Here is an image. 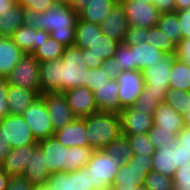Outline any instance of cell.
I'll use <instances>...</instances> for the list:
<instances>
[{"instance_id":"b9f144b4","label":"cell","mask_w":190,"mask_h":190,"mask_svg":"<svg viewBox=\"0 0 190 190\" xmlns=\"http://www.w3.org/2000/svg\"><path fill=\"white\" fill-rule=\"evenodd\" d=\"M144 185L148 190H174L173 177L154 171L148 173Z\"/></svg>"},{"instance_id":"44dd1931","label":"cell","mask_w":190,"mask_h":190,"mask_svg":"<svg viewBox=\"0 0 190 190\" xmlns=\"http://www.w3.org/2000/svg\"><path fill=\"white\" fill-rule=\"evenodd\" d=\"M37 147L38 144H33L11 149L0 167L10 177H21L29 164L30 154Z\"/></svg>"},{"instance_id":"4dcf8cb0","label":"cell","mask_w":190,"mask_h":190,"mask_svg":"<svg viewBox=\"0 0 190 190\" xmlns=\"http://www.w3.org/2000/svg\"><path fill=\"white\" fill-rule=\"evenodd\" d=\"M103 34L100 25L88 23L77 19L75 32V46L80 49H88L97 38Z\"/></svg>"},{"instance_id":"5b68a950","label":"cell","mask_w":190,"mask_h":190,"mask_svg":"<svg viewBox=\"0 0 190 190\" xmlns=\"http://www.w3.org/2000/svg\"><path fill=\"white\" fill-rule=\"evenodd\" d=\"M119 166L103 149L94 150L86 166L93 190H111Z\"/></svg>"},{"instance_id":"d6a6232c","label":"cell","mask_w":190,"mask_h":190,"mask_svg":"<svg viewBox=\"0 0 190 190\" xmlns=\"http://www.w3.org/2000/svg\"><path fill=\"white\" fill-rule=\"evenodd\" d=\"M169 89L190 91V65L176 57L170 72Z\"/></svg>"},{"instance_id":"1f68e13d","label":"cell","mask_w":190,"mask_h":190,"mask_svg":"<svg viewBox=\"0 0 190 190\" xmlns=\"http://www.w3.org/2000/svg\"><path fill=\"white\" fill-rule=\"evenodd\" d=\"M133 48V64H137V70H142L147 65L160 61L165 54L158 48L145 43H140Z\"/></svg>"},{"instance_id":"6da1fadb","label":"cell","mask_w":190,"mask_h":190,"mask_svg":"<svg viewBox=\"0 0 190 190\" xmlns=\"http://www.w3.org/2000/svg\"><path fill=\"white\" fill-rule=\"evenodd\" d=\"M78 14L69 4L55 3L45 12L24 8V25L49 32V36L65 47L75 44Z\"/></svg>"},{"instance_id":"52a82bcc","label":"cell","mask_w":190,"mask_h":190,"mask_svg":"<svg viewBox=\"0 0 190 190\" xmlns=\"http://www.w3.org/2000/svg\"><path fill=\"white\" fill-rule=\"evenodd\" d=\"M6 79L9 85L34 90L40 95V62L25 53Z\"/></svg>"},{"instance_id":"9a60e30c","label":"cell","mask_w":190,"mask_h":190,"mask_svg":"<svg viewBox=\"0 0 190 190\" xmlns=\"http://www.w3.org/2000/svg\"><path fill=\"white\" fill-rule=\"evenodd\" d=\"M119 44L103 33L88 49H82L83 62L88 69L101 67L104 60L114 56Z\"/></svg>"},{"instance_id":"60d3db41","label":"cell","mask_w":190,"mask_h":190,"mask_svg":"<svg viewBox=\"0 0 190 190\" xmlns=\"http://www.w3.org/2000/svg\"><path fill=\"white\" fill-rule=\"evenodd\" d=\"M134 155H153L156 147L150 141L147 133L133 134L127 136Z\"/></svg>"},{"instance_id":"2644e50d","label":"cell","mask_w":190,"mask_h":190,"mask_svg":"<svg viewBox=\"0 0 190 190\" xmlns=\"http://www.w3.org/2000/svg\"><path fill=\"white\" fill-rule=\"evenodd\" d=\"M118 3H121L122 1H124V0H116Z\"/></svg>"},{"instance_id":"f546056e","label":"cell","mask_w":190,"mask_h":190,"mask_svg":"<svg viewBox=\"0 0 190 190\" xmlns=\"http://www.w3.org/2000/svg\"><path fill=\"white\" fill-rule=\"evenodd\" d=\"M24 25V7L15 3L8 11L0 13V37H11Z\"/></svg>"},{"instance_id":"d4e9b609","label":"cell","mask_w":190,"mask_h":190,"mask_svg":"<svg viewBox=\"0 0 190 190\" xmlns=\"http://www.w3.org/2000/svg\"><path fill=\"white\" fill-rule=\"evenodd\" d=\"M179 147L177 137L168 145H164L153 153V169L152 171L173 177L176 171L175 150Z\"/></svg>"},{"instance_id":"e7e4bbea","label":"cell","mask_w":190,"mask_h":190,"mask_svg":"<svg viewBox=\"0 0 190 190\" xmlns=\"http://www.w3.org/2000/svg\"><path fill=\"white\" fill-rule=\"evenodd\" d=\"M184 127H190V110L183 115Z\"/></svg>"},{"instance_id":"e575fe53","label":"cell","mask_w":190,"mask_h":190,"mask_svg":"<svg viewBox=\"0 0 190 190\" xmlns=\"http://www.w3.org/2000/svg\"><path fill=\"white\" fill-rule=\"evenodd\" d=\"M156 26L174 43L178 44L181 41L182 32L176 12L161 13Z\"/></svg>"},{"instance_id":"816d5d0a","label":"cell","mask_w":190,"mask_h":190,"mask_svg":"<svg viewBox=\"0 0 190 190\" xmlns=\"http://www.w3.org/2000/svg\"><path fill=\"white\" fill-rule=\"evenodd\" d=\"M101 68L103 69V71L107 72L108 77L112 80H116L117 75L122 72V69L118 68L117 60L113 57L104 60Z\"/></svg>"},{"instance_id":"d590c367","label":"cell","mask_w":190,"mask_h":190,"mask_svg":"<svg viewBox=\"0 0 190 190\" xmlns=\"http://www.w3.org/2000/svg\"><path fill=\"white\" fill-rule=\"evenodd\" d=\"M65 46L58 43L54 38L49 36L43 40L41 45L32 53V55L39 61H52L60 59L64 52Z\"/></svg>"},{"instance_id":"3957f363","label":"cell","mask_w":190,"mask_h":190,"mask_svg":"<svg viewBox=\"0 0 190 190\" xmlns=\"http://www.w3.org/2000/svg\"><path fill=\"white\" fill-rule=\"evenodd\" d=\"M153 155H134L119 166L111 190H134L145 184V178L153 169Z\"/></svg>"},{"instance_id":"bcb514c9","label":"cell","mask_w":190,"mask_h":190,"mask_svg":"<svg viewBox=\"0 0 190 190\" xmlns=\"http://www.w3.org/2000/svg\"><path fill=\"white\" fill-rule=\"evenodd\" d=\"M110 78L106 71L101 67L88 69L87 73V87L93 92L96 88L105 84Z\"/></svg>"},{"instance_id":"484cf974","label":"cell","mask_w":190,"mask_h":190,"mask_svg":"<svg viewBox=\"0 0 190 190\" xmlns=\"http://www.w3.org/2000/svg\"><path fill=\"white\" fill-rule=\"evenodd\" d=\"M17 46L26 54H32L49 37V32L37 30L28 25L20 26L11 36Z\"/></svg>"},{"instance_id":"94428289","label":"cell","mask_w":190,"mask_h":190,"mask_svg":"<svg viewBox=\"0 0 190 190\" xmlns=\"http://www.w3.org/2000/svg\"><path fill=\"white\" fill-rule=\"evenodd\" d=\"M10 176L0 167V190H6Z\"/></svg>"},{"instance_id":"be15d7a7","label":"cell","mask_w":190,"mask_h":190,"mask_svg":"<svg viewBox=\"0 0 190 190\" xmlns=\"http://www.w3.org/2000/svg\"><path fill=\"white\" fill-rule=\"evenodd\" d=\"M175 4L176 11L190 8V0H175Z\"/></svg>"},{"instance_id":"680465c9","label":"cell","mask_w":190,"mask_h":190,"mask_svg":"<svg viewBox=\"0 0 190 190\" xmlns=\"http://www.w3.org/2000/svg\"><path fill=\"white\" fill-rule=\"evenodd\" d=\"M11 147L9 142H6V140L3 138V136L0 133V165L6 158V156L10 153Z\"/></svg>"},{"instance_id":"a7ac6f4b","label":"cell","mask_w":190,"mask_h":190,"mask_svg":"<svg viewBox=\"0 0 190 190\" xmlns=\"http://www.w3.org/2000/svg\"><path fill=\"white\" fill-rule=\"evenodd\" d=\"M16 3L20 4L22 7L29 1V0H15Z\"/></svg>"},{"instance_id":"7a4b0ae2","label":"cell","mask_w":190,"mask_h":190,"mask_svg":"<svg viewBox=\"0 0 190 190\" xmlns=\"http://www.w3.org/2000/svg\"><path fill=\"white\" fill-rule=\"evenodd\" d=\"M83 119L88 144L93 150L104 149L122 134L119 114L97 112Z\"/></svg>"},{"instance_id":"7dc6e473","label":"cell","mask_w":190,"mask_h":190,"mask_svg":"<svg viewBox=\"0 0 190 190\" xmlns=\"http://www.w3.org/2000/svg\"><path fill=\"white\" fill-rule=\"evenodd\" d=\"M173 182L174 190H190V165L176 169Z\"/></svg>"},{"instance_id":"6f0895ef","label":"cell","mask_w":190,"mask_h":190,"mask_svg":"<svg viewBox=\"0 0 190 190\" xmlns=\"http://www.w3.org/2000/svg\"><path fill=\"white\" fill-rule=\"evenodd\" d=\"M179 145L190 151V127H184L178 134Z\"/></svg>"},{"instance_id":"5bb4252c","label":"cell","mask_w":190,"mask_h":190,"mask_svg":"<svg viewBox=\"0 0 190 190\" xmlns=\"http://www.w3.org/2000/svg\"><path fill=\"white\" fill-rule=\"evenodd\" d=\"M48 185L53 190H93L86 167L72 171H60L50 175Z\"/></svg>"},{"instance_id":"f6af8a7d","label":"cell","mask_w":190,"mask_h":190,"mask_svg":"<svg viewBox=\"0 0 190 190\" xmlns=\"http://www.w3.org/2000/svg\"><path fill=\"white\" fill-rule=\"evenodd\" d=\"M148 28L129 26L126 33L124 44L127 46H136L147 41Z\"/></svg>"},{"instance_id":"d6986e66","label":"cell","mask_w":190,"mask_h":190,"mask_svg":"<svg viewBox=\"0 0 190 190\" xmlns=\"http://www.w3.org/2000/svg\"><path fill=\"white\" fill-rule=\"evenodd\" d=\"M119 84L109 79L93 91L96 107L99 112L119 114Z\"/></svg>"},{"instance_id":"4fadbf2b","label":"cell","mask_w":190,"mask_h":190,"mask_svg":"<svg viewBox=\"0 0 190 190\" xmlns=\"http://www.w3.org/2000/svg\"><path fill=\"white\" fill-rule=\"evenodd\" d=\"M40 96L44 99L54 131L70 124L76 118L64 92L46 93Z\"/></svg>"},{"instance_id":"ac0fdd59","label":"cell","mask_w":190,"mask_h":190,"mask_svg":"<svg viewBox=\"0 0 190 190\" xmlns=\"http://www.w3.org/2000/svg\"><path fill=\"white\" fill-rule=\"evenodd\" d=\"M129 22L120 3L115 5L100 24L102 32L109 38L123 43L129 29Z\"/></svg>"},{"instance_id":"c3c4849f","label":"cell","mask_w":190,"mask_h":190,"mask_svg":"<svg viewBox=\"0 0 190 190\" xmlns=\"http://www.w3.org/2000/svg\"><path fill=\"white\" fill-rule=\"evenodd\" d=\"M175 12L178 15L180 28L182 32V39L190 38V8Z\"/></svg>"},{"instance_id":"8992f818","label":"cell","mask_w":190,"mask_h":190,"mask_svg":"<svg viewBox=\"0 0 190 190\" xmlns=\"http://www.w3.org/2000/svg\"><path fill=\"white\" fill-rule=\"evenodd\" d=\"M175 55H165L160 61L141 70L144 79L142 93L166 94Z\"/></svg>"},{"instance_id":"9f6ffc18","label":"cell","mask_w":190,"mask_h":190,"mask_svg":"<svg viewBox=\"0 0 190 190\" xmlns=\"http://www.w3.org/2000/svg\"><path fill=\"white\" fill-rule=\"evenodd\" d=\"M176 168H182V166L190 165V151L185 150L183 146L178 147L175 150Z\"/></svg>"},{"instance_id":"2e32d148","label":"cell","mask_w":190,"mask_h":190,"mask_svg":"<svg viewBox=\"0 0 190 190\" xmlns=\"http://www.w3.org/2000/svg\"><path fill=\"white\" fill-rule=\"evenodd\" d=\"M152 115L151 112L135 111L131 107L121 109L119 116L122 134L147 133L154 126Z\"/></svg>"},{"instance_id":"30bf717a","label":"cell","mask_w":190,"mask_h":190,"mask_svg":"<svg viewBox=\"0 0 190 190\" xmlns=\"http://www.w3.org/2000/svg\"><path fill=\"white\" fill-rule=\"evenodd\" d=\"M130 26L151 28L156 26L160 12L149 1L124 0L120 3Z\"/></svg>"},{"instance_id":"ba28073f","label":"cell","mask_w":190,"mask_h":190,"mask_svg":"<svg viewBox=\"0 0 190 190\" xmlns=\"http://www.w3.org/2000/svg\"><path fill=\"white\" fill-rule=\"evenodd\" d=\"M0 133L11 149L38 144L22 115L5 116L0 123Z\"/></svg>"},{"instance_id":"4316f807","label":"cell","mask_w":190,"mask_h":190,"mask_svg":"<svg viewBox=\"0 0 190 190\" xmlns=\"http://www.w3.org/2000/svg\"><path fill=\"white\" fill-rule=\"evenodd\" d=\"M61 65V58L40 62V95L60 92Z\"/></svg>"},{"instance_id":"003e7915","label":"cell","mask_w":190,"mask_h":190,"mask_svg":"<svg viewBox=\"0 0 190 190\" xmlns=\"http://www.w3.org/2000/svg\"><path fill=\"white\" fill-rule=\"evenodd\" d=\"M56 3H65L71 5L73 0H54Z\"/></svg>"},{"instance_id":"f907efd6","label":"cell","mask_w":190,"mask_h":190,"mask_svg":"<svg viewBox=\"0 0 190 190\" xmlns=\"http://www.w3.org/2000/svg\"><path fill=\"white\" fill-rule=\"evenodd\" d=\"M175 57L190 65V38L181 39L177 44Z\"/></svg>"},{"instance_id":"cb8c5ba5","label":"cell","mask_w":190,"mask_h":190,"mask_svg":"<svg viewBox=\"0 0 190 190\" xmlns=\"http://www.w3.org/2000/svg\"><path fill=\"white\" fill-rule=\"evenodd\" d=\"M24 55L12 37H0V78L6 79Z\"/></svg>"},{"instance_id":"f35d334b","label":"cell","mask_w":190,"mask_h":190,"mask_svg":"<svg viewBox=\"0 0 190 190\" xmlns=\"http://www.w3.org/2000/svg\"><path fill=\"white\" fill-rule=\"evenodd\" d=\"M91 147H69V172L82 169L87 166L93 153Z\"/></svg>"},{"instance_id":"f1b7e54d","label":"cell","mask_w":190,"mask_h":190,"mask_svg":"<svg viewBox=\"0 0 190 190\" xmlns=\"http://www.w3.org/2000/svg\"><path fill=\"white\" fill-rule=\"evenodd\" d=\"M118 2L116 0H91L85 8L78 13V18L88 23L100 25L107 14Z\"/></svg>"},{"instance_id":"8fae6325","label":"cell","mask_w":190,"mask_h":190,"mask_svg":"<svg viewBox=\"0 0 190 190\" xmlns=\"http://www.w3.org/2000/svg\"><path fill=\"white\" fill-rule=\"evenodd\" d=\"M119 84L120 109L133 105L143 91L144 79L141 70H123L116 78Z\"/></svg>"},{"instance_id":"9c48e42d","label":"cell","mask_w":190,"mask_h":190,"mask_svg":"<svg viewBox=\"0 0 190 190\" xmlns=\"http://www.w3.org/2000/svg\"><path fill=\"white\" fill-rule=\"evenodd\" d=\"M22 116L37 142L54 136L55 131L48 115L44 99L41 96L31 103L23 112Z\"/></svg>"},{"instance_id":"ee69618b","label":"cell","mask_w":190,"mask_h":190,"mask_svg":"<svg viewBox=\"0 0 190 190\" xmlns=\"http://www.w3.org/2000/svg\"><path fill=\"white\" fill-rule=\"evenodd\" d=\"M147 134L156 149L168 145L176 138L173 133L160 130V128H157L155 125L147 132Z\"/></svg>"},{"instance_id":"ffe728a7","label":"cell","mask_w":190,"mask_h":190,"mask_svg":"<svg viewBox=\"0 0 190 190\" xmlns=\"http://www.w3.org/2000/svg\"><path fill=\"white\" fill-rule=\"evenodd\" d=\"M86 125L83 118H75L70 124L55 131L54 136L65 147H88Z\"/></svg>"},{"instance_id":"836d02e7","label":"cell","mask_w":190,"mask_h":190,"mask_svg":"<svg viewBox=\"0 0 190 190\" xmlns=\"http://www.w3.org/2000/svg\"><path fill=\"white\" fill-rule=\"evenodd\" d=\"M109 157L117 161L118 165L125 164L132 156L133 149L130 146L127 136L121 134L103 149Z\"/></svg>"},{"instance_id":"603a6c76","label":"cell","mask_w":190,"mask_h":190,"mask_svg":"<svg viewBox=\"0 0 190 190\" xmlns=\"http://www.w3.org/2000/svg\"><path fill=\"white\" fill-rule=\"evenodd\" d=\"M50 173L46 167L45 154L38 146L31 154L22 177L34 186L48 185Z\"/></svg>"},{"instance_id":"89a4df30","label":"cell","mask_w":190,"mask_h":190,"mask_svg":"<svg viewBox=\"0 0 190 190\" xmlns=\"http://www.w3.org/2000/svg\"><path fill=\"white\" fill-rule=\"evenodd\" d=\"M134 190H148L145 185H138Z\"/></svg>"},{"instance_id":"277c9868","label":"cell","mask_w":190,"mask_h":190,"mask_svg":"<svg viewBox=\"0 0 190 190\" xmlns=\"http://www.w3.org/2000/svg\"><path fill=\"white\" fill-rule=\"evenodd\" d=\"M61 60L60 92L77 87H87L88 68L83 62L82 49L75 45L65 47Z\"/></svg>"},{"instance_id":"7bdbcfd3","label":"cell","mask_w":190,"mask_h":190,"mask_svg":"<svg viewBox=\"0 0 190 190\" xmlns=\"http://www.w3.org/2000/svg\"><path fill=\"white\" fill-rule=\"evenodd\" d=\"M113 58L117 60L118 68L123 70H137V64H133V48L124 43L117 46Z\"/></svg>"},{"instance_id":"83f0119b","label":"cell","mask_w":190,"mask_h":190,"mask_svg":"<svg viewBox=\"0 0 190 190\" xmlns=\"http://www.w3.org/2000/svg\"><path fill=\"white\" fill-rule=\"evenodd\" d=\"M40 95L34 90L8 85L6 99L9 114L22 115L31 103Z\"/></svg>"},{"instance_id":"db71d44e","label":"cell","mask_w":190,"mask_h":190,"mask_svg":"<svg viewBox=\"0 0 190 190\" xmlns=\"http://www.w3.org/2000/svg\"><path fill=\"white\" fill-rule=\"evenodd\" d=\"M56 2L54 0H29L24 8L34 9L37 12H45L50 9Z\"/></svg>"},{"instance_id":"03108f58","label":"cell","mask_w":190,"mask_h":190,"mask_svg":"<svg viewBox=\"0 0 190 190\" xmlns=\"http://www.w3.org/2000/svg\"><path fill=\"white\" fill-rule=\"evenodd\" d=\"M33 190H53L49 185L34 186Z\"/></svg>"},{"instance_id":"7c38bea8","label":"cell","mask_w":190,"mask_h":190,"mask_svg":"<svg viewBox=\"0 0 190 190\" xmlns=\"http://www.w3.org/2000/svg\"><path fill=\"white\" fill-rule=\"evenodd\" d=\"M38 146L45 154L46 167L50 174L69 172V148L63 146L55 136L40 140Z\"/></svg>"},{"instance_id":"e0dca14e","label":"cell","mask_w":190,"mask_h":190,"mask_svg":"<svg viewBox=\"0 0 190 190\" xmlns=\"http://www.w3.org/2000/svg\"><path fill=\"white\" fill-rule=\"evenodd\" d=\"M64 94L76 118L88 117L99 112L95 104L93 92L88 87L69 89Z\"/></svg>"},{"instance_id":"6125c7cd","label":"cell","mask_w":190,"mask_h":190,"mask_svg":"<svg viewBox=\"0 0 190 190\" xmlns=\"http://www.w3.org/2000/svg\"><path fill=\"white\" fill-rule=\"evenodd\" d=\"M15 3V0H0V13L8 11Z\"/></svg>"},{"instance_id":"8d00e7d4","label":"cell","mask_w":190,"mask_h":190,"mask_svg":"<svg viewBox=\"0 0 190 190\" xmlns=\"http://www.w3.org/2000/svg\"><path fill=\"white\" fill-rule=\"evenodd\" d=\"M147 43L160 49L165 55H176L177 44L167 37L157 26L148 28Z\"/></svg>"},{"instance_id":"91938a15","label":"cell","mask_w":190,"mask_h":190,"mask_svg":"<svg viewBox=\"0 0 190 190\" xmlns=\"http://www.w3.org/2000/svg\"><path fill=\"white\" fill-rule=\"evenodd\" d=\"M90 1L91 0H73L70 6L78 14Z\"/></svg>"},{"instance_id":"74e56055","label":"cell","mask_w":190,"mask_h":190,"mask_svg":"<svg viewBox=\"0 0 190 190\" xmlns=\"http://www.w3.org/2000/svg\"><path fill=\"white\" fill-rule=\"evenodd\" d=\"M165 102L179 114L184 115L190 110V91L168 89Z\"/></svg>"},{"instance_id":"ab89813d","label":"cell","mask_w":190,"mask_h":190,"mask_svg":"<svg viewBox=\"0 0 190 190\" xmlns=\"http://www.w3.org/2000/svg\"><path fill=\"white\" fill-rule=\"evenodd\" d=\"M166 94L141 93L137 101L130 107L135 111L154 113L157 106L165 102Z\"/></svg>"},{"instance_id":"681fc988","label":"cell","mask_w":190,"mask_h":190,"mask_svg":"<svg viewBox=\"0 0 190 190\" xmlns=\"http://www.w3.org/2000/svg\"><path fill=\"white\" fill-rule=\"evenodd\" d=\"M8 85L7 79H0V123L5 116L9 115V107L6 99Z\"/></svg>"},{"instance_id":"7402d4cb","label":"cell","mask_w":190,"mask_h":190,"mask_svg":"<svg viewBox=\"0 0 190 190\" xmlns=\"http://www.w3.org/2000/svg\"><path fill=\"white\" fill-rule=\"evenodd\" d=\"M153 122L160 130L169 131L176 137L184 128L183 115L179 114L173 107L166 102L160 103L153 113Z\"/></svg>"},{"instance_id":"f5cc1de1","label":"cell","mask_w":190,"mask_h":190,"mask_svg":"<svg viewBox=\"0 0 190 190\" xmlns=\"http://www.w3.org/2000/svg\"><path fill=\"white\" fill-rule=\"evenodd\" d=\"M32 185L28 180L21 177H11L6 190H33Z\"/></svg>"},{"instance_id":"11a10c76","label":"cell","mask_w":190,"mask_h":190,"mask_svg":"<svg viewBox=\"0 0 190 190\" xmlns=\"http://www.w3.org/2000/svg\"><path fill=\"white\" fill-rule=\"evenodd\" d=\"M154 4L160 13H173L176 11L175 0H142Z\"/></svg>"}]
</instances>
